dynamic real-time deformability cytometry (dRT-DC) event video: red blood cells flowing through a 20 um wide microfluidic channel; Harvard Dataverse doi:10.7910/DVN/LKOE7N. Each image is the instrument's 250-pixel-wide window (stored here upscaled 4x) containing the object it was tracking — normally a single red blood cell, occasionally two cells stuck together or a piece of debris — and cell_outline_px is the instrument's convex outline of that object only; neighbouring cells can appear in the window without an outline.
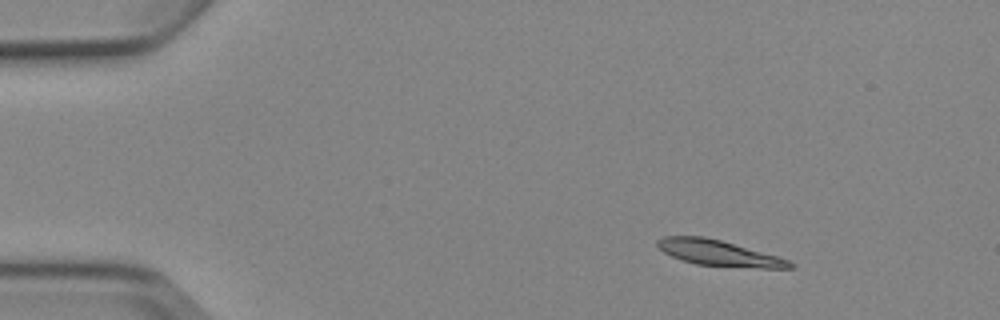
{"species": "Egyptian fruit bat (a non-hibernating species)", "species_latin": "Rousettus aegyptiacus", "temperature_condition": "cold", "stored_images_in_passage": 5, "camera_frame_rate_fps": 3000, "um_per_image_px": 0.085, "animal": {"sex": "female"}, "frame": {"image": 1, "passage_image": 2, "time_ms": 2.333, "image_size_px": [1000, 320], "cell_outline_px": [[796, 268], [760, 268], [696, 264], [680, 260], [664, 252], [656, 244], [656, 240], [664, 236], [704, 236], [720, 240], [776, 256], [788, 260], [796, 264]], "centroid_in_image_um": [61.08, 21.51], "position_along_channel_um": 23.9, "area_um2": 19.59}}
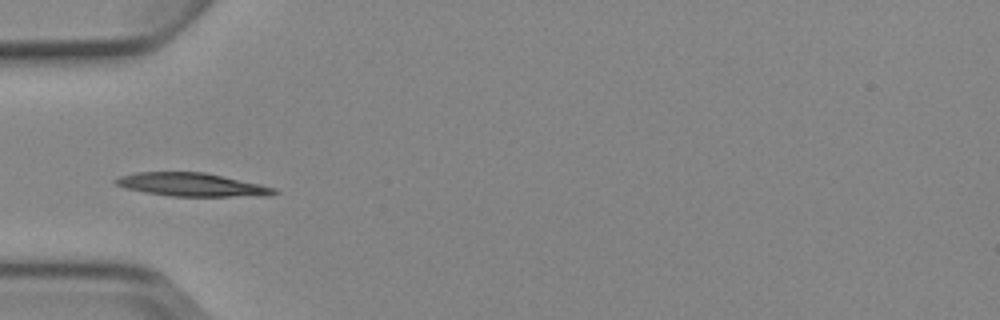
{"frame": {"image": 2, "passage_image": 5, "time_ms": 5.667, "image_size_px": [1000, 320], "cell_outline_px": [[280, 192], [268, 196], [172, 196], [144, 192], [124, 188], [116, 184], [112, 180], [120, 176], [136, 172], [204, 172], [260, 184], [276, 188]], "centroid_in_image_um": [16.3, 15.7], "position_along_channel_um": 68.7, "area_um2": 21.56}}